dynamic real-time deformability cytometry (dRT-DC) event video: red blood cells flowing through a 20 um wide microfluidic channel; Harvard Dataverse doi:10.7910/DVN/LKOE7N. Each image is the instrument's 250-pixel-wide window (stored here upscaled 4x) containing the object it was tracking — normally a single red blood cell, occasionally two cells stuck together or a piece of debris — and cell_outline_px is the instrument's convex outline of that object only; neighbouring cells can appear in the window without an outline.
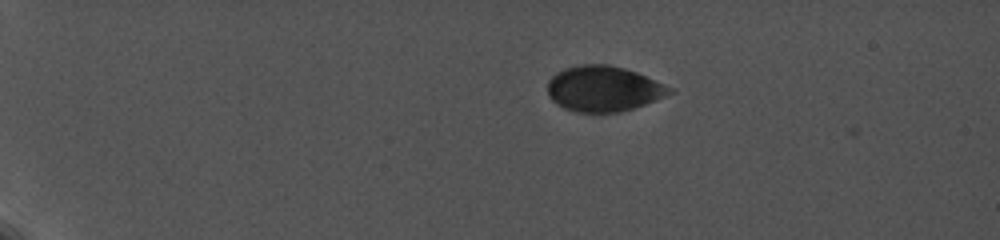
{"species": "common noctule bat (a hibernating species)", "species_latin": "Nyctalus noctula", "temperature_condition": "cold", "stored_images_in_passage": 3, "camera_frame_rate_fps": 5000, "um_per_image_px": 0.085, "animal": {"sex": "female", "body_mass_g": 19.0, "forearm_length_mm": 56.7}, "frame": {"image": 1, "passage_image": 1, "time_ms": 0.0, "image_size_px": [1000, 240], "cell_outline_px": [[676, 92], [656, 100], [620, 112], [576, 112], [564, 108], [556, 104], [548, 96], [548, 80], [556, 72], [564, 68], [584, 64], [608, 64], [624, 68], [636, 72], [664, 84], [672, 88]], "centroid_in_image_um": [51.29, 7.54], "position_along_channel_um": 33.7, "area_um2": 32.37}}